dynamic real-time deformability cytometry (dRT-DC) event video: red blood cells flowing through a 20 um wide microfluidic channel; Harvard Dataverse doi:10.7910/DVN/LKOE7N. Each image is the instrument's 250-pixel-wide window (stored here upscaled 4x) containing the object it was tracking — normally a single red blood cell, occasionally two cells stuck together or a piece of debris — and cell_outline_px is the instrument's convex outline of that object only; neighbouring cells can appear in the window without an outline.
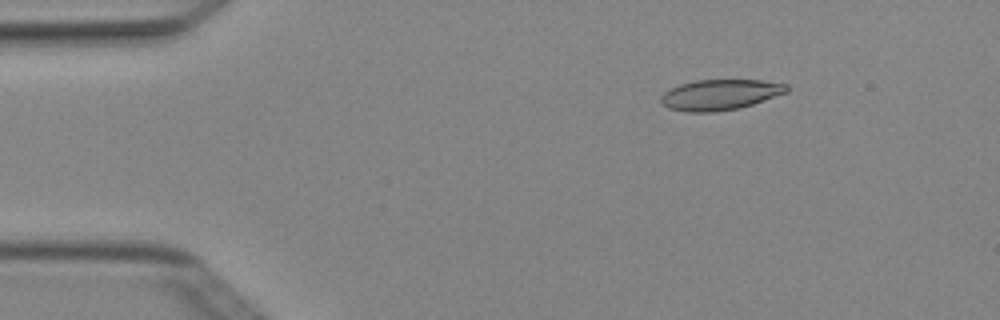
{"species": "Egyptian fruit bat (a non-hibernating species)", "species_latin": "Rousettus aegyptiacus", "temperature_condition": "cold", "stored_images_in_passage": 4, "camera_frame_rate_fps": 3000, "um_per_image_px": 0.085, "animal": {"sex": "female"}, "frame": {"image": 1, "passage_image": 2, "time_ms": 0.333, "image_size_px": [1000, 320], "cell_outline_px": [[788, 92], [740, 108], [712, 112], [688, 112], [668, 108], [660, 100], [660, 96], [664, 92], [680, 84], [696, 80], [760, 80], [788, 84]], "centroid_in_image_um": [61.21, 8.05], "position_along_channel_um": 23.8, "area_um2": 22.31}}
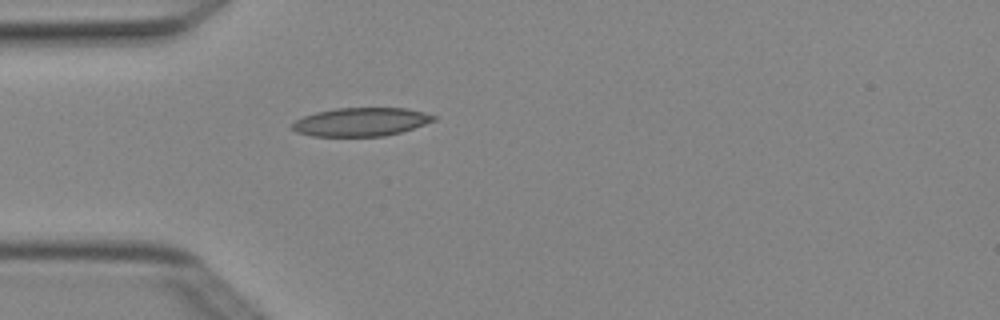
{"frame": {"image": 2, "passage_image": 4, "time_ms": 1.0, "image_size_px": [1000, 320], "cell_outline_px": [[436, 120], [400, 132], [384, 136], [312, 136], [296, 132], [292, 128], [292, 124], [296, 120], [304, 116], [316, 112], [336, 108], [408, 108], [424, 112], [436, 116]], "centroid_in_image_um": [30.68, 10.36], "position_along_channel_um": 54.3, "area_um2": 23.35}}